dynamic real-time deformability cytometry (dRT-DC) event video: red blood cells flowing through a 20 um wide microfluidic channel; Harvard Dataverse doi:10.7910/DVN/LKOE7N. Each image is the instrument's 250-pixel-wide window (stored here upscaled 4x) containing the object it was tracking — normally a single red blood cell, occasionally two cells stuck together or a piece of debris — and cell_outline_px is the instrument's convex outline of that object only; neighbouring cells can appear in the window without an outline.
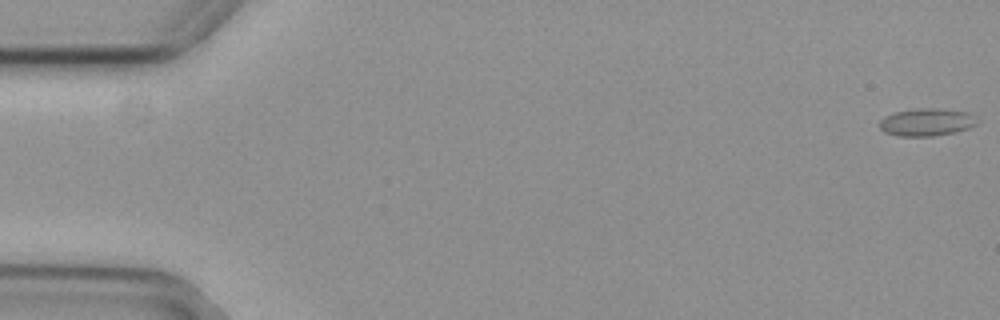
{"species": "common noctule bat (a hibernating species)", "species_latin": "Nyctalus noctula", "temperature_condition": "cold", "stored_images_in_passage": 55, "camera_frame_rate_fps": 3000, "um_per_image_px": 0.085, "animal": {"sex": "female", "body_mass_g": 29.2, "forearm_length_mm": 56.3}, "frame": {"image": 1, "passage_image": 1, "time_ms": 0.0, "image_size_px": [1000, 320], "cell_outline_px": [[976, 124], [968, 128], [952, 132], [932, 136], [896, 136], [884, 132], [880, 128], [880, 120], [884, 116], [892, 112], [920, 108], [932, 108], [968, 112], [972, 116]], "centroid_in_image_um": [78.67, 10.38], "position_along_channel_um": 6.3, "area_um2": 15.43}}
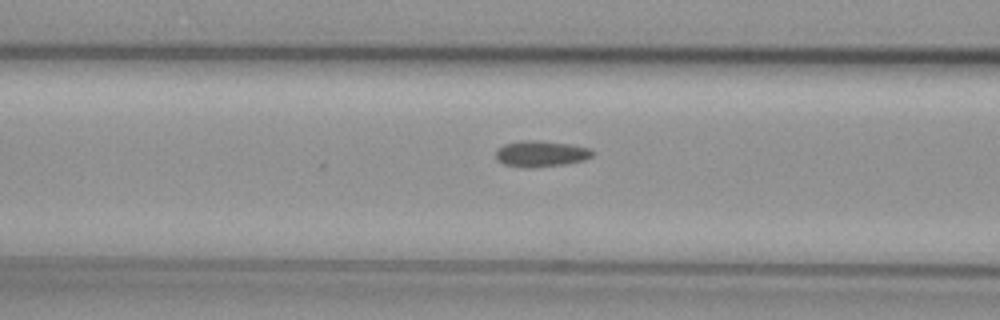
{"frame": {"image": 2, "passage_image": 22, "time_ms": 7.0, "image_size_px": [1000, 320], "cell_outline_px": [[596, 152], [592, 156], [584, 160], [564, 164], [532, 168], [524, 168], [504, 164], [496, 160], [496, 148], [504, 144], [520, 140], [540, 140], [572, 144], [592, 148]], "centroid_in_image_um": [45.99, 13.06], "position_along_channel_um": 120.6, "area_um2": 15.09}}
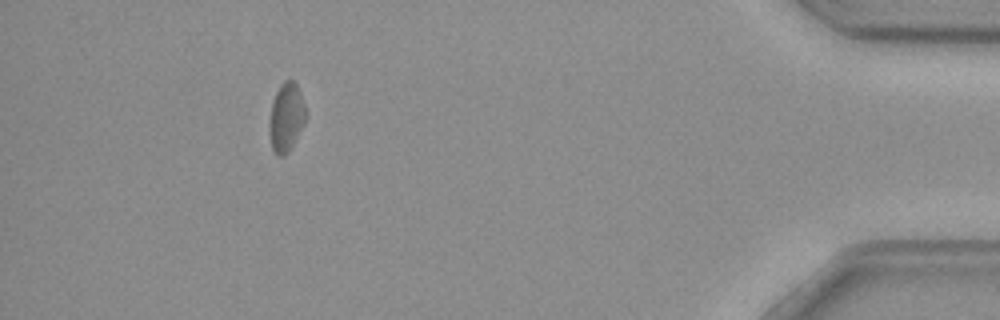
{"frame": {"image": 3, "passage_image": 50, "time_ms": 16.333, "image_size_px": [1000, 320], "cell_outline_px": [[304, 124], [288, 152], [284, 156], [276, 156], [272, 148], [272, 104], [276, 92], [280, 84], [284, 80], [292, 80], [296, 84], [300, 92], [304, 104]], "centroid_in_image_um": [24.36, 9.95], "position_along_channel_um": 410.8, "area_um2": 13.7}}